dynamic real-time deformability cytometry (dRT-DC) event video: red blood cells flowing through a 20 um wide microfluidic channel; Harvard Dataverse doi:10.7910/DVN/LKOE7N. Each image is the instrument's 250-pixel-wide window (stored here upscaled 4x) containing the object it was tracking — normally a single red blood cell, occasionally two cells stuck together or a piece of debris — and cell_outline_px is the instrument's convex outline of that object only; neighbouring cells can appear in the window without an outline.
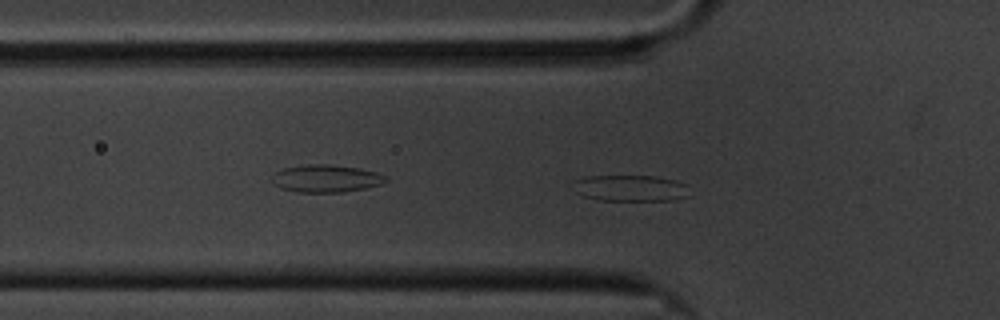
{"species": "common noctule bat (a hibernating species)", "species_latin": "Nyctalus noctula", "temperature_condition": "cold", "stored_images_in_passage": 47, "camera_frame_rate_fps": 3000, "um_per_image_px": 0.085, "animal": {"sex": "male", "body_mass_g": 20.1, "forearm_length_mm": 53.5}, "frame": {"image": 1, "passage_image": 5, "time_ms": 1.333, "image_size_px": [1000, 320], "cell_outline_px": [[688, 196], [672, 200], [596, 200], [584, 196], [576, 192], [576, 180], [588, 176], [656, 176], [676, 180], [688, 184]], "centroid_in_image_um": [53.65, 15.99], "position_along_channel_um": 72.1, "area_um2": 17.69}}
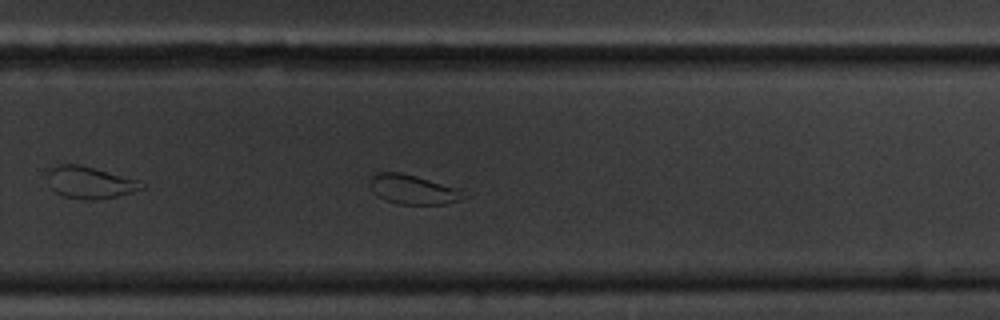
{"frame": {"image": 2, "passage_image": 25, "time_ms": 8.0, "image_size_px": [1000, 320], "cell_outline_px": [[472, 196], [460, 200], [444, 204], [396, 204], [384, 200], [376, 196], [372, 192], [368, 184], [368, 180], [376, 172], [400, 172], [416, 176], [460, 188]], "centroid_in_image_um": [35.12, 16.11], "position_along_channel_um": 294.7, "area_um2": 16.65}}
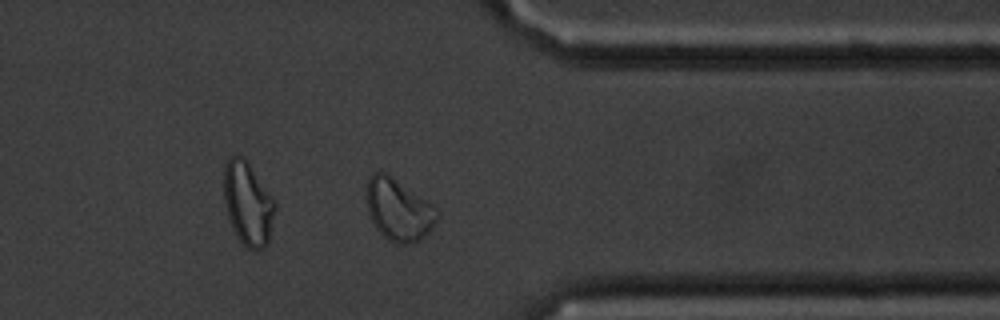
{"frame": {"image": 3, "passage_image": 33, "time_ms": 10.667, "image_size_px": [1000, 320], "cell_outline_px": [[440, 216], [432, 228], [420, 240], [408, 244], [396, 244], [388, 240], [376, 228], [368, 212], [364, 196], [364, 188], [368, 176], [372, 172], [388, 172], [432, 204]], "centroid_in_image_um": [33.83, 17.78], "position_along_channel_um": 377.6, "area_um2": 26.07}, "authors_computed_cell_mechanics": {"area_um2": 18.207, "velocity_mm_per_s": 3.3392, "shape_relaxation_time_tau1_ms": 8.2221, "shape_relaxation_time_tau2_ms": 1.6396, "deformation_change_tau1": 0.1839, "deformation_change_tau2": 0.0805}}